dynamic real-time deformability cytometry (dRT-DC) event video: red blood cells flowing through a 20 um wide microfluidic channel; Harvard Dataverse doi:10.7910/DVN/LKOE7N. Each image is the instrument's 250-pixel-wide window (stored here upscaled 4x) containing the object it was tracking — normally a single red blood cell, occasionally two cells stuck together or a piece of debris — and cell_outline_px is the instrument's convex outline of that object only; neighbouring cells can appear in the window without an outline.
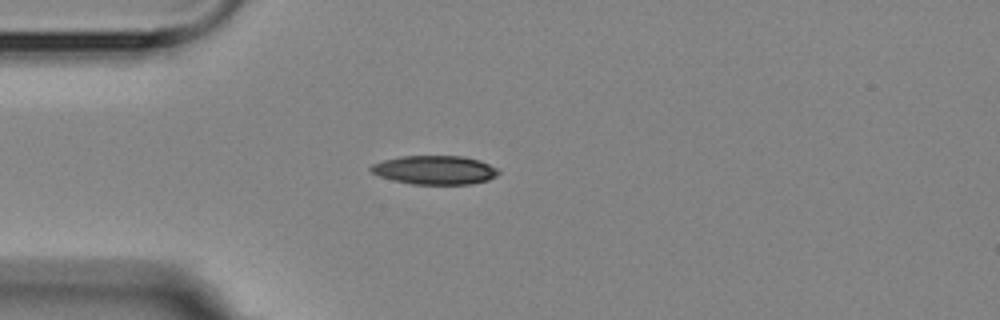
{"species": "Egyptian fruit bat (a non-hibernating species)", "species_latin": "Rousettus aegyptiacus", "temperature_condition": "room temperature", "stored_images_in_passage": 3, "camera_frame_rate_fps": 3000, "um_per_image_px": 0.085, "animal": {"sex": "female"}, "frame": {"image": 1, "passage_image": 3, "time_ms": 2.333, "image_size_px": [1000, 320], "cell_outline_px": [[500, 172], [496, 176], [488, 180], [468, 184], [412, 184], [392, 180], [380, 176], [372, 172], [368, 168], [372, 164], [384, 160], [400, 156], [464, 156], [480, 160], [496, 168]], "centroid_in_image_um": [36.95, 14.44], "position_along_channel_um": 48.1, "area_um2": 21.39}}